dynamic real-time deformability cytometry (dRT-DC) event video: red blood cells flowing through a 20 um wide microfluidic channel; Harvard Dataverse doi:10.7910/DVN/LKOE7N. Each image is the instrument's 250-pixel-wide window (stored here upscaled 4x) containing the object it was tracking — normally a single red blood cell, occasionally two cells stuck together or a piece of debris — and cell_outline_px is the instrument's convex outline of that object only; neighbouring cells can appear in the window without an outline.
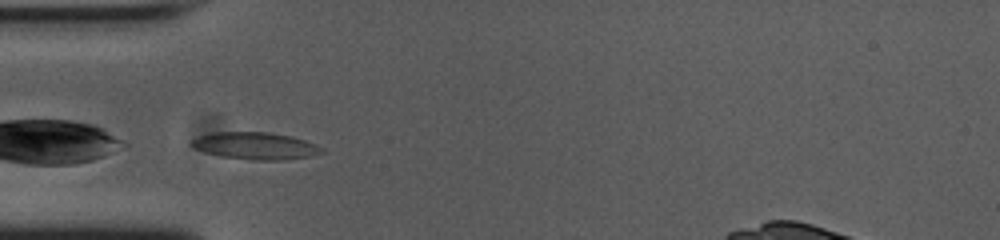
{"species": "common noctule bat (a hibernating species)", "species_latin": "Nyctalus noctula", "temperature_condition": "cold", "stored_images_in_passage": 22, "camera_frame_rate_fps": 3000, "um_per_image_px": 0.085, "animal": {"sex": "female", "body_mass_g": 23.0, "forearm_length_mm": 53.4}, "frame": {"image": 1, "passage_image": 1, "time_ms": 0.0, "image_size_px": [1000, 240], "cell_outline_px": [[324, 152], [308, 156], [280, 160], [252, 160], [220, 156], [204, 152], [196, 148], [192, 144], [192, 140], [200, 136], [216, 132], [268, 132], [292, 136], [316, 144], [324, 148]], "centroid_in_image_um": [21.74, 12.39], "position_along_channel_um": 63.3, "area_um2": 20.35}}
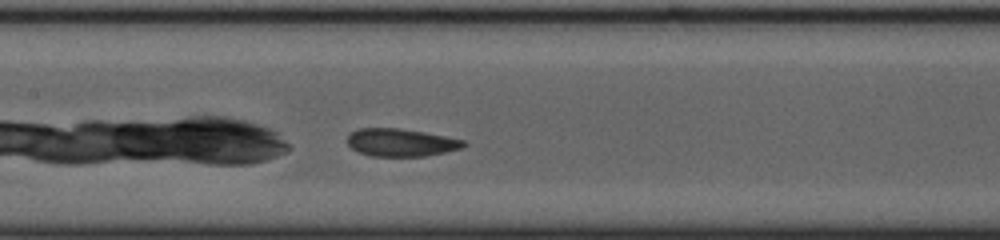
{"frame": {"image": 2, "passage_image": 10, "time_ms": 3.0, "image_size_px": [1000, 240], "cell_outline_px": [[468, 144], [460, 148], [444, 152], [424, 156], [372, 156], [360, 152], [352, 148], [348, 144], [348, 136], [356, 128], [400, 128], [424, 132], [464, 140]], "centroid_in_image_um": [34.07, 12.1], "position_along_channel_um": 173.3, "area_um2": 18.61}}
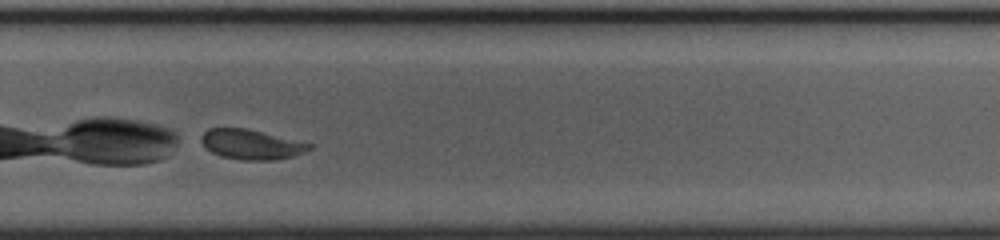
{"frame": {"image": 3, "passage_image": 21, "time_ms": 6.667, "image_size_px": [1000, 240], "cell_outline_px": [[312, 148], [296, 156], [276, 160], [244, 160], [220, 156], [204, 148], [200, 140], [200, 136], [208, 128], [244, 128], [312, 144]], "centroid_in_image_um": [21.32, 12.29], "position_along_channel_um": 308.5, "area_um2": 18.79}}